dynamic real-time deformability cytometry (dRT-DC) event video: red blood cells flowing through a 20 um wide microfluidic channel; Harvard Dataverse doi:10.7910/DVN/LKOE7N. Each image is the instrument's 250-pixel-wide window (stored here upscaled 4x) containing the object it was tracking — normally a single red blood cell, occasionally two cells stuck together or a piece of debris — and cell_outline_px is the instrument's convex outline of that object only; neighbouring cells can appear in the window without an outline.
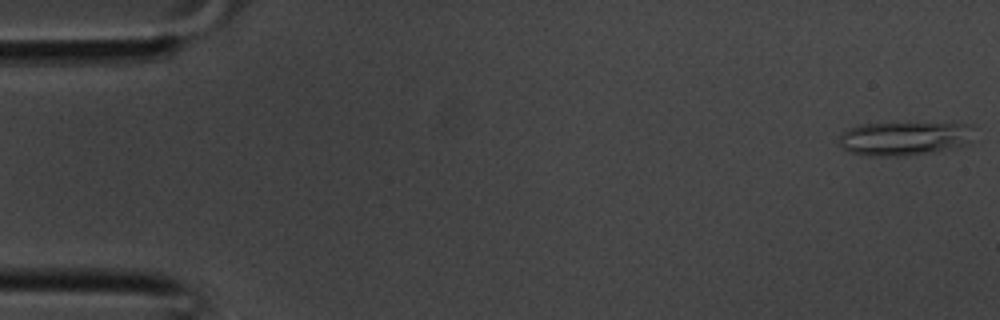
{"species": "common noctule bat (a hibernating species)", "species_latin": "Nyctalus noctula", "temperature_condition": "room temperature", "stored_images_in_passage": 13, "camera_frame_rate_fps": 3000, "um_per_image_px": 0.085, "animal": {"sex": "male", "body_mass_g": 20.1, "forearm_length_mm": 53.5}, "frame": {"image": 1, "passage_image": 1, "time_ms": 0.0, "image_size_px": [1000, 320], "cell_outline_px": [[972, 124], [964, 144], [956, 148], [936, 152], [900, 156], [868, 156], [852, 152], [844, 148], [840, 144], [840, 136], [848, 128], [860, 124]], "centroid_in_image_um": [76.79, 11.79], "position_along_channel_um": 8.2, "area_um2": 25.78}}
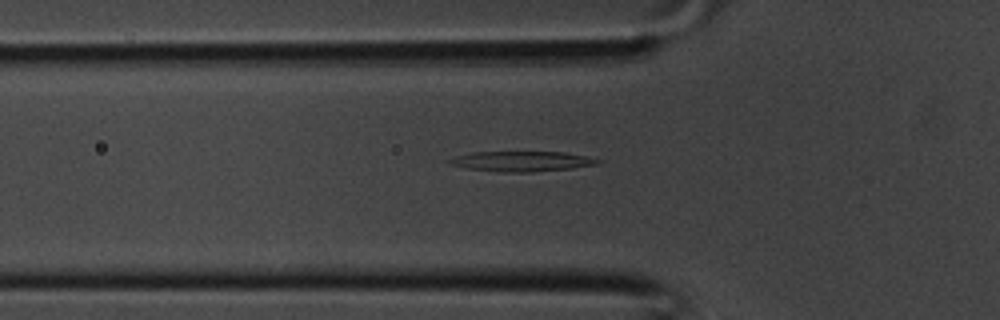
{"frame": {"image": 2, "passage_image": 12, "time_ms": 3.667, "image_size_px": [1000, 320], "cell_outline_px": [[604, 160], [600, 164], [572, 168], [532, 172], [500, 172], [468, 168], [448, 164], [444, 160], [452, 156], [472, 152], [564, 152]], "centroid_in_image_um": [44.3, 13.71], "position_along_channel_um": 81.5, "area_um2": 17.63}}